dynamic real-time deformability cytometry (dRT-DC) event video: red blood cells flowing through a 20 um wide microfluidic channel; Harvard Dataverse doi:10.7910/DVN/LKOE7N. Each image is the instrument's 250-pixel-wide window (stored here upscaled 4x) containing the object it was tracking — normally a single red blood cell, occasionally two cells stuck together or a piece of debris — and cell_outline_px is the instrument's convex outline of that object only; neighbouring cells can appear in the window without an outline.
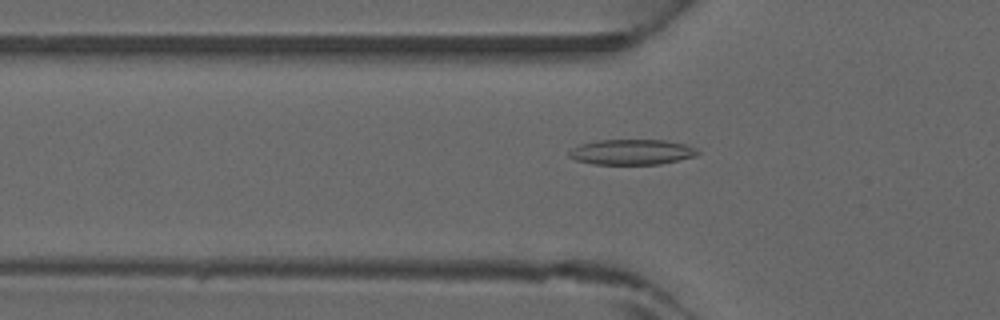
{"species": "common noctule bat (a hibernating species)", "species_latin": "Nyctalus noctula", "temperature_condition": "warm", "stored_images_in_passage": 45, "camera_frame_rate_fps": 3000, "um_per_image_px": 0.085, "animal": {"sex": "male", "forearm_length_mm": 52.5}, "frame": {"image": 1, "passage_image": 15, "time_ms": 4.667, "image_size_px": [1000, 320], "cell_outline_px": [[700, 152], [696, 156], [660, 164], [592, 164], [576, 160], [568, 156], [568, 152], [572, 148], [580, 144], [596, 140], [664, 140], [684, 144]], "centroid_in_image_um": [53.65, 12.92], "position_along_channel_um": 72.2, "area_um2": 18.9}}
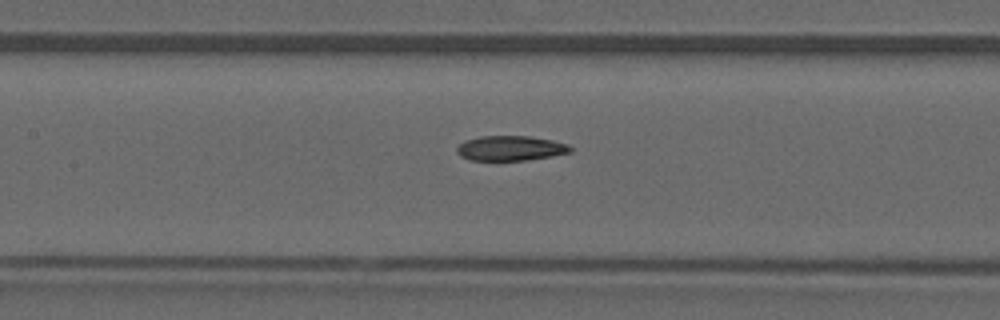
{"frame": {"image": 2, "passage_image": 21, "time_ms": 6.667, "image_size_px": [1000, 320], "cell_outline_px": [[572, 152], [552, 156], [528, 160], [468, 160], [460, 156], [456, 152], [456, 148], [464, 140], [480, 136], [532, 136], [552, 140], [568, 144], [572, 148]], "centroid_in_image_um": [43.39, 12.6], "position_along_channel_um": 164.0, "area_um2": 16.65}}
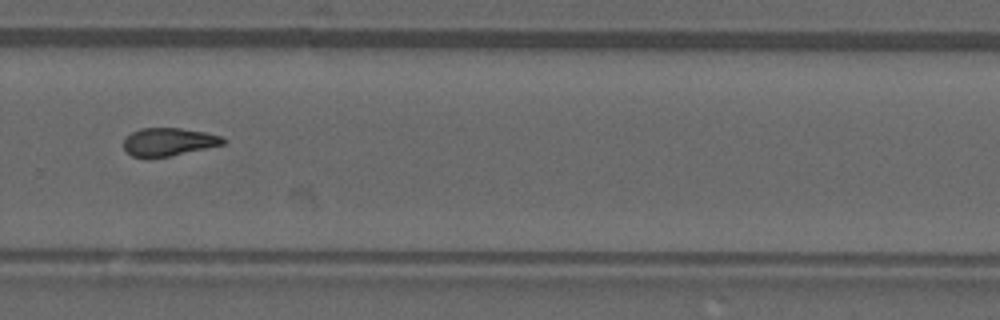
{"frame": {"image": 3, "passage_image": 31, "time_ms": 10.0, "image_size_px": [1000, 320], "cell_outline_px": [[228, 140], [224, 144], [168, 156], [132, 156], [124, 148], [124, 140], [132, 132], [140, 128], [180, 128], [204, 132], [224, 136]], "centroid_in_image_um": [14.38, 12.03], "position_along_channel_um": 315.4, "area_um2": 15.9}}